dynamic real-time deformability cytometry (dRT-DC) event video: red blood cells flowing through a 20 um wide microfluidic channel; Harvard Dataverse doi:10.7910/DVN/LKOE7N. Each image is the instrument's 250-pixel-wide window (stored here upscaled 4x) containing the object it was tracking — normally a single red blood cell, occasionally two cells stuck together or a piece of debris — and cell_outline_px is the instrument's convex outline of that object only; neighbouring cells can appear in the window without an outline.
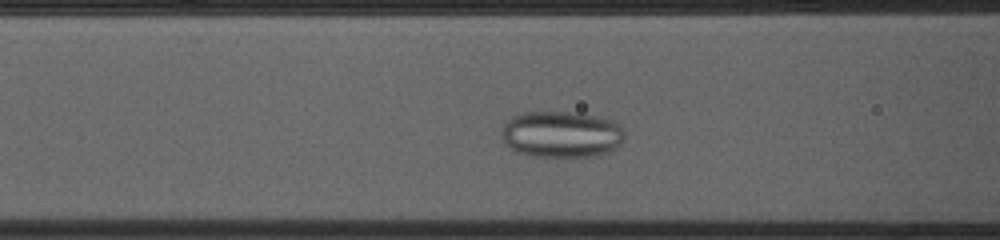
{"species": "common noctule bat (a hibernating species)", "species_latin": "Nyctalus noctula", "temperature_condition": "cold", "stored_images_in_passage": 43, "camera_frame_rate_fps": 3000, "um_per_image_px": 0.085, "animal": {"sex": "female", "body_mass_g": 23.0, "forearm_length_mm": 53.4}, "frame": {"image": 1, "passage_image": 13, "time_ms": 4.0, "image_size_px": [1000, 240], "cell_outline_px": [[624, 140], [616, 148], [608, 152], [596, 156], [532, 156], [516, 152], [504, 144], [500, 136], [500, 132], [504, 124], [512, 116], [524, 112], [568, 112], [596, 116], [612, 120], [624, 128]], "centroid_in_image_um": [47.7, 11.42], "position_along_channel_um": 118.9, "area_um2": 33.58}}
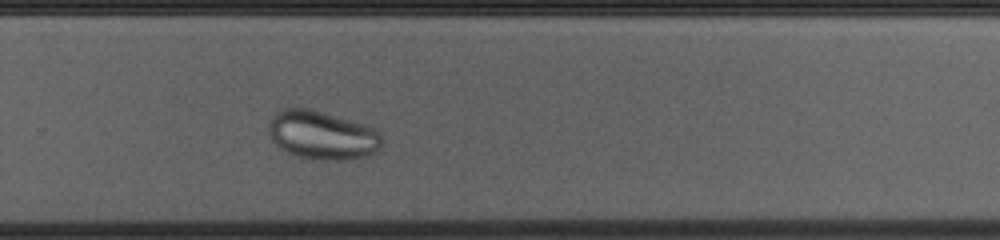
{"frame": {"image": 2, "passage_image": 28, "time_ms": 9.0, "image_size_px": [1000, 240], "cell_outline_px": [[380, 148], [376, 152], [368, 156], [344, 160], [320, 160], [296, 156], [280, 148], [272, 140], [268, 132], [268, 124], [272, 116], [280, 108], [308, 108], [360, 124], [372, 128], [380, 136]], "centroid_in_image_um": [27.31, 11.5], "position_along_channel_um": 302.5, "area_um2": 31.67}}
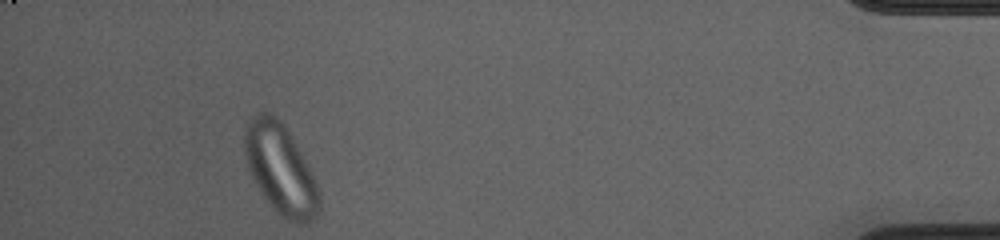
{"frame": {"image": 3, "passage_image": 42, "time_ms": 13.667, "image_size_px": [1000, 240], "cell_outline_px": [[320, 212], [308, 224], [296, 224], [280, 216], [264, 196], [256, 184], [252, 176], [244, 152], [244, 132], [248, 120], [252, 116], [260, 112], [268, 112], [276, 116], [280, 120], [296, 144], [308, 164], [320, 188]], "centroid_in_image_um": [23.88, 14.4], "position_along_channel_um": 411.3, "area_um2": 39.25}}